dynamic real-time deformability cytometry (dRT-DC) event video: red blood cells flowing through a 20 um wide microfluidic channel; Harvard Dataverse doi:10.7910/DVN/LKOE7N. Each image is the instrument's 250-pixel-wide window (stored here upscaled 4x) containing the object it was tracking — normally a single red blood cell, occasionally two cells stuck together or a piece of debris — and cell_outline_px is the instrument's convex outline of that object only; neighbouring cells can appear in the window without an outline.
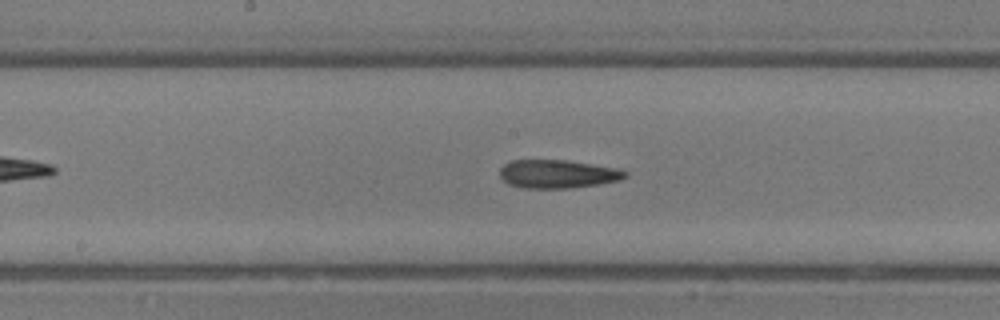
{"species": "common noctule bat (a hibernating species)", "species_latin": "Nyctalus noctula", "temperature_condition": "room temperature", "stored_images_in_passage": 26, "camera_frame_rate_fps": 3000, "um_per_image_px": 0.085, "animal": {"sex": "male", "body_mass_g": 13.3}, "frame": {"image": 1, "passage_image": 15, "time_ms": 4.667, "image_size_px": [1000, 320], "cell_outline_px": [[628, 176], [620, 180], [596, 184], [568, 188], [520, 188], [508, 184], [500, 176], [500, 168], [504, 164], [512, 160], [568, 160], [616, 168], [628, 172]], "centroid_in_image_um": [47.38, 14.78], "position_along_channel_um": 200.8, "area_um2": 20.69}}
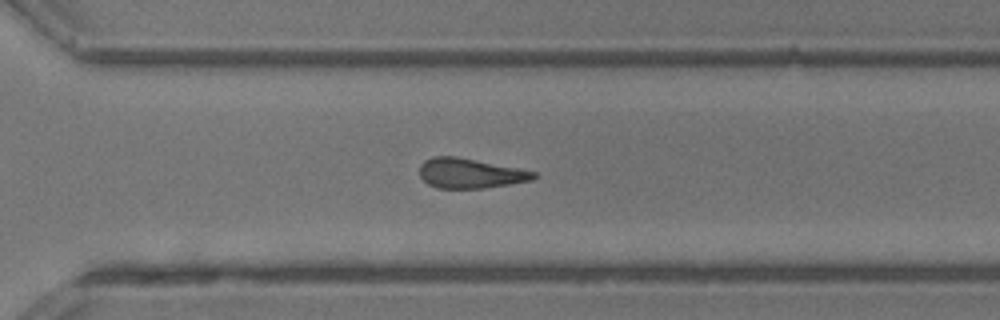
{"frame": {"image": 2, "passage_image": 22, "time_ms": 7.0, "image_size_px": [1000, 320], "cell_outline_px": [[536, 176], [532, 180], [484, 188], [436, 188], [428, 184], [420, 176], [420, 164], [424, 160], [432, 156], [456, 156], [536, 172]], "centroid_in_image_um": [39.91, 14.73], "position_along_channel_um": 330.7, "area_um2": 19.65}}